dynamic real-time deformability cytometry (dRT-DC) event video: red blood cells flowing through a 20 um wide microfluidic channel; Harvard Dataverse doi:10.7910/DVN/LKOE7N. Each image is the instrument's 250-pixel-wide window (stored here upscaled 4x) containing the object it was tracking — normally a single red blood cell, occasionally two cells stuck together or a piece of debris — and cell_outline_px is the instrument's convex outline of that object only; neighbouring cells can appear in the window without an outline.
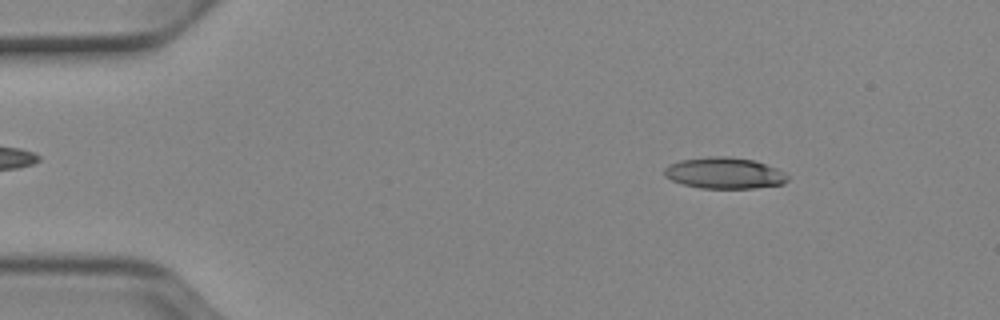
{"species": "Egyptian fruit bat (a non-hibernating species)", "species_latin": "Rousettus aegyptiacus", "temperature_condition": "cold", "stored_images_in_passage": 49, "camera_frame_rate_fps": 3000, "um_per_image_px": 0.085, "animal": {"sex": "female"}, "frame": {"image": 1, "passage_image": 5, "time_ms": 1.333, "image_size_px": [1000, 320], "cell_outline_px": [[788, 180], [784, 184], [752, 188], [700, 188], [684, 184], [672, 180], [664, 176], [664, 168], [668, 164], [680, 160], [712, 156], [728, 156], [752, 160], [776, 168], [784, 172], [788, 176]], "centroid_in_image_um": [61.56, 14.71], "position_along_channel_um": 23.4, "area_um2": 22.37}}
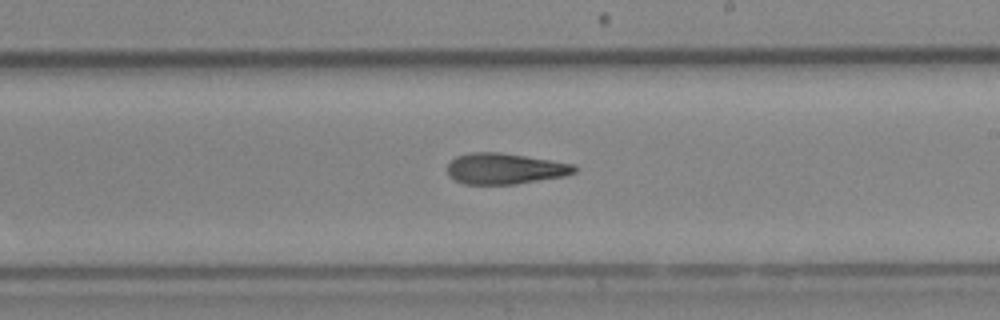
{"frame": {"image": 2, "passage_image": 28, "time_ms": 9.0, "image_size_px": [1000, 320], "cell_outline_px": [[576, 172], [564, 176], [516, 184], [464, 184], [448, 176], [448, 164], [456, 156], [472, 152], [500, 152], [576, 164]], "centroid_in_image_um": [42.92, 14.33], "position_along_channel_um": 246.1, "area_um2": 22.89}}
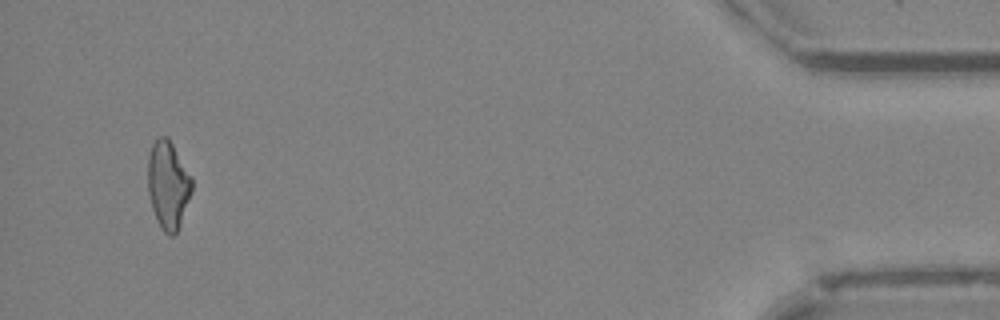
{"frame": {"image": 3, "passage_image": 47, "time_ms": 15.333, "image_size_px": [1000, 320], "cell_outline_px": [[192, 192], [180, 224], [176, 232], [172, 236], [168, 236], [160, 228], [156, 220], [152, 208], [148, 192], [148, 156], [152, 144], [160, 136], [168, 136], [192, 176]], "centroid_in_image_um": [14.29, 15.71], "position_along_channel_um": 420.9, "area_um2": 22.72}, "authors_computed_cell_mechanics": {"area_um2": 22.8888, "velocity_mm_per_s": 3.9433, "shape_relaxation_time_tau1_ms": null, "shape_relaxation_time_tau2_ms": 7.0373, "deformation_change_tau1": null, "deformation_change_tau2": 0.1886}}